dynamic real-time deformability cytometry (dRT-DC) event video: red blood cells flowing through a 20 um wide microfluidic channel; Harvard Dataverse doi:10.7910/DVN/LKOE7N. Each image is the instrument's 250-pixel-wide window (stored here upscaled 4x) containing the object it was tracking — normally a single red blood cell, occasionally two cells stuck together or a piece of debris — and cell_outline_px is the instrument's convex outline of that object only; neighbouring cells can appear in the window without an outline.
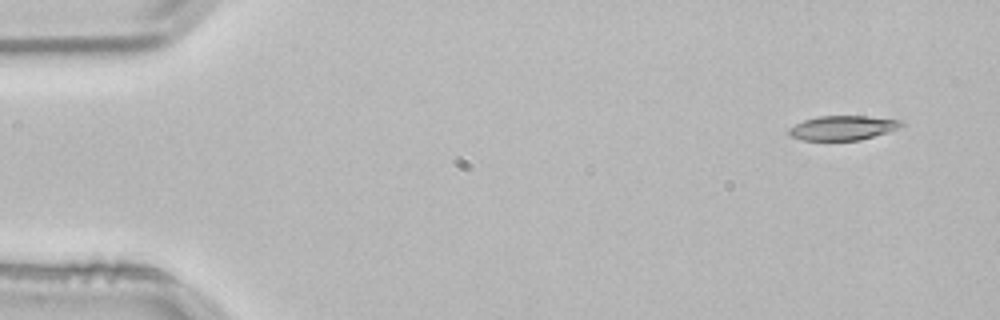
{"species": "common noctule bat (a hibernating species)", "species_latin": "Nyctalus noctula", "temperature_condition": "room temperature", "stored_images_in_passage": 4, "segment_of_instrument_passage": [2, 2], "camera_frame_rate_fps": 3000, "um_per_image_px": 0.085, "animal": {"sex": "male", "body_mass_g": 21.5, "forearm_length_mm": 52.0}, "frame": {"image": 1, "passage_image": 4, "time_ms": 1.0, "image_size_px": [1000, 320], "cell_outline_px": [[904, 124], [888, 132], [860, 140], [804, 140], [792, 136], [788, 132], [788, 128], [804, 120], [820, 116], [864, 116], [904, 120]], "centroid_in_image_um": [71.65, 10.86], "position_along_channel_um": 13.4, "area_um2": 15.84}}